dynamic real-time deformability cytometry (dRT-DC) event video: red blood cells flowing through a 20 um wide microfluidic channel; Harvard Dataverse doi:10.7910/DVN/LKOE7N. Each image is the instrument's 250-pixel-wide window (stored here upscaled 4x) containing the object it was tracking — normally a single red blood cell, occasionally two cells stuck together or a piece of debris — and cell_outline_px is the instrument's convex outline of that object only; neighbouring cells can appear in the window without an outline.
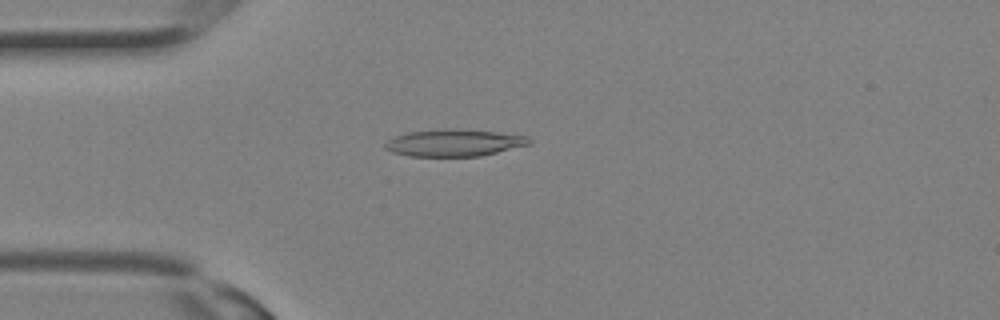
{"species": "Egyptian fruit bat (a non-hibernating species)", "species_latin": "Rousettus aegyptiacus", "temperature_condition": "room temperature", "stored_images_in_passage": 6, "camera_frame_rate_fps": 3000, "um_per_image_px": 0.085, "animal": {"sex": "female"}, "frame": {"image": 1, "passage_image": 1, "time_ms": 0.0, "image_size_px": [1000, 320], "cell_outline_px": [[532, 144], [480, 156], [408, 156], [392, 152], [384, 148], [384, 144], [388, 140], [396, 136], [408, 132], [448, 128], [456, 128], [496, 132], [528, 136], [532, 140]], "centroid_in_image_um": [38.62, 12.13], "position_along_channel_um": 46.4, "area_um2": 22.77}}
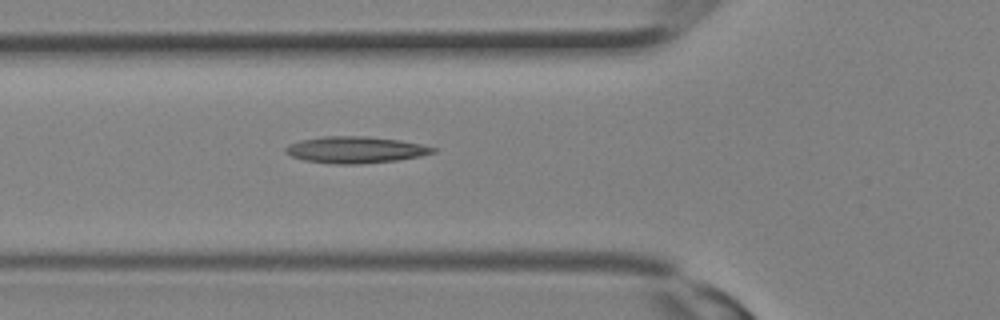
{"frame": {"image": 2, "passage_image": 4, "time_ms": 1.0, "image_size_px": [1000, 320], "cell_outline_px": [[436, 152], [420, 156], [396, 160], [356, 164], [332, 164], [304, 160], [292, 156], [284, 152], [284, 148], [288, 144], [300, 140], [324, 136], [364, 136], [400, 140], [420, 144], [436, 148]], "centroid_in_image_um": [30.17, 12.73], "position_along_channel_um": 95.6, "area_um2": 22.77}}
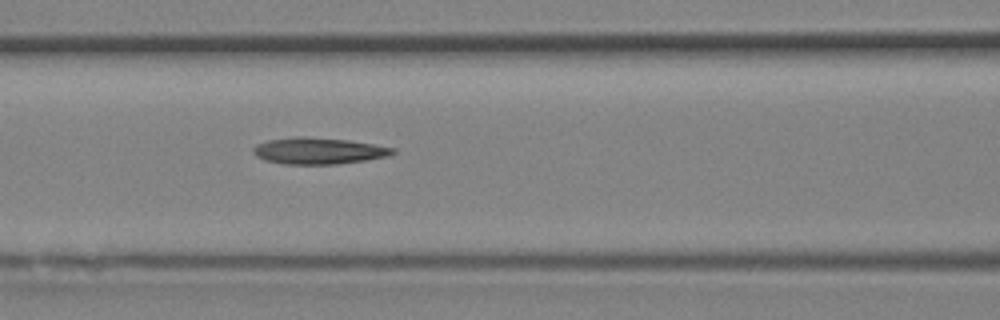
{"frame": {"image": 3, "passage_image": 6, "time_ms": 1.667, "image_size_px": [1000, 320], "cell_outline_px": [[396, 152], [388, 156], [364, 160], [336, 164], [284, 164], [264, 160], [256, 156], [252, 152], [252, 148], [256, 144], [268, 140], [292, 136], [304, 136], [348, 140], [396, 148]], "centroid_in_image_um": [27.03, 12.81], "position_along_channel_um": 139.6, "area_um2": 21.62}}